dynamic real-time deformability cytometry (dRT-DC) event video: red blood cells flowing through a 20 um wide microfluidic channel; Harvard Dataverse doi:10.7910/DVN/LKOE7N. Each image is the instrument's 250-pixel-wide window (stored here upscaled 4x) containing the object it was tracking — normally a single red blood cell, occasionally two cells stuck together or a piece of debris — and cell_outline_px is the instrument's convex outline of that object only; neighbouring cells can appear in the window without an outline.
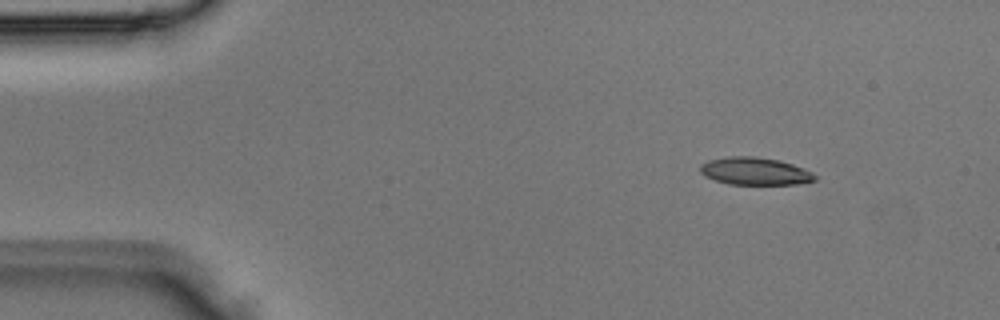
{"species": "Egyptian fruit bat (a non-hibernating species)", "species_latin": "Rousettus aegyptiacus", "temperature_condition": "room temperature", "stored_images_in_passage": 3, "camera_frame_rate_fps": 3000, "um_per_image_px": 0.085, "animal": {"sex": "male"}, "frame": {"image": 1, "passage_image": 1, "time_ms": 0.0, "image_size_px": [1000, 320], "cell_outline_px": [[816, 180], [796, 184], [728, 184], [704, 176], [700, 172], [700, 164], [708, 160], [728, 156], [756, 156], [780, 160], [792, 164], [812, 172], [816, 176]], "centroid_in_image_um": [64.14, 14.54], "position_along_channel_um": 20.9, "area_um2": 18.44}}
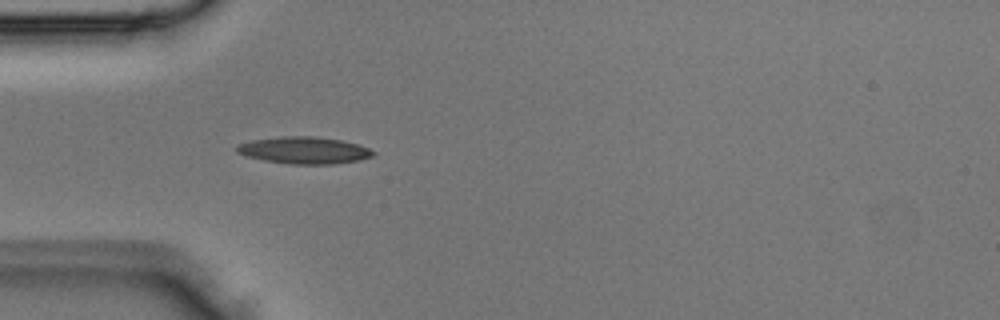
{"frame": {"image": 2, "passage_image": 3, "time_ms": 0.667, "image_size_px": [1000, 320], "cell_outline_px": [[376, 152], [372, 156], [360, 160], [332, 164], [292, 164], [264, 160], [248, 156], [236, 152], [236, 144], [252, 140], [280, 136], [316, 136], [340, 140], [356, 144], [368, 148]], "centroid_in_image_um": [25.83, 12.77], "position_along_channel_um": 59.2, "area_um2": 21.33}}